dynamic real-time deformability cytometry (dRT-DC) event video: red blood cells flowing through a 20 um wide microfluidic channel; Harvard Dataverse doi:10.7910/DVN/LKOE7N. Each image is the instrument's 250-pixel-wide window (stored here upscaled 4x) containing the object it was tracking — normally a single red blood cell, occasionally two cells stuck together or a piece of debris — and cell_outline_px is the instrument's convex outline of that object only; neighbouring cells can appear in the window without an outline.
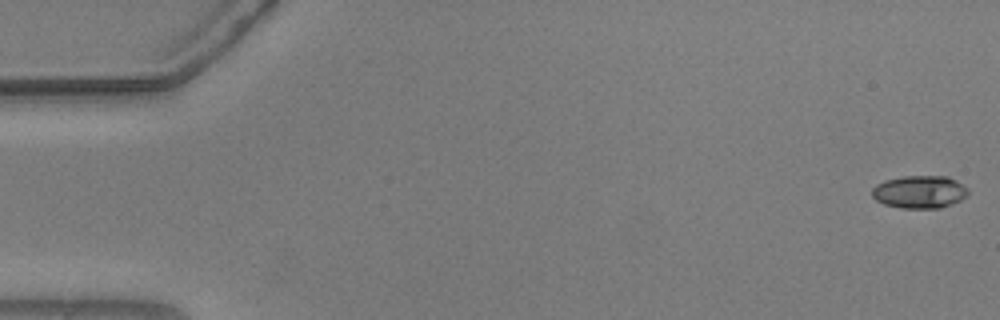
{"species": "common noctule bat (a hibernating species)", "species_latin": "Nyctalus noctula", "temperature_condition": "warm", "stored_images_in_passage": 55, "camera_frame_rate_fps": 3000, "um_per_image_px": 0.085, "animal": {"sex": "male", "body_mass_g": 20.5, "forearm_length_mm": 52.5}, "frame": {"image": 1, "passage_image": 1, "time_ms": 0.0, "image_size_px": [1000, 320], "cell_outline_px": [[968, 192], [960, 200], [952, 204], [940, 208], [900, 208], [884, 204], [876, 200], [872, 196], [872, 188], [876, 184], [884, 180], [904, 176], [948, 176], [956, 180], [968, 188]], "centroid_in_image_um": [78.15, 16.31], "position_along_channel_um": 6.9, "area_um2": 18.38}}
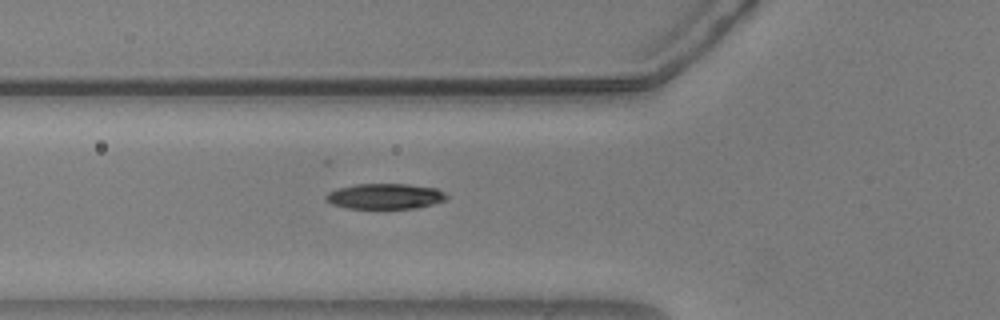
{"frame": {"image": 2, "passage_image": 20, "time_ms": 6.333, "image_size_px": [1000, 320], "cell_outline_px": [[448, 196], [444, 200], [432, 204], [416, 208], [348, 208], [332, 204], [324, 200], [324, 196], [328, 192], [336, 188], [356, 184], [408, 184], [436, 188], [444, 192]], "centroid_in_image_um": [32.68, 16.67], "position_along_channel_um": 93.1, "area_um2": 17.92}}
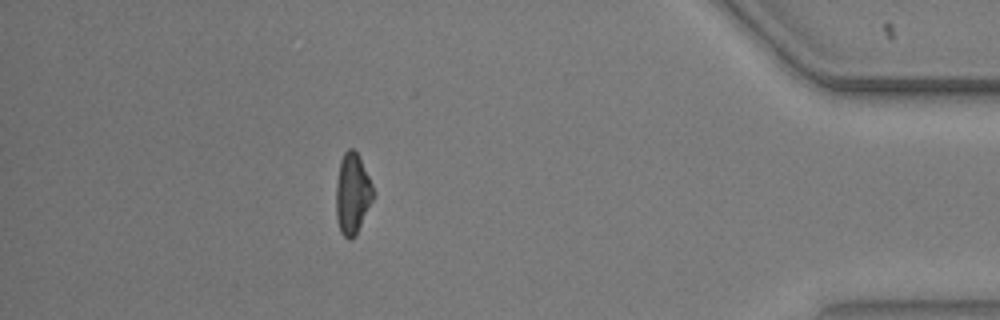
{"frame": {"image": 3, "passage_image": 49, "time_ms": 16.0, "image_size_px": [1000, 320], "cell_outline_px": [[376, 192], [356, 232], [348, 240], [340, 232], [336, 220], [336, 184], [340, 160], [344, 152], [348, 148], [352, 148], [356, 152]], "centroid_in_image_um": [29.93, 16.44], "position_along_channel_um": 405.3, "area_um2": 17.17}, "authors_computed_cell_mechanics": {"area_um2": 17.8602, "velocity_mm_per_s": 3.6936, "shape_relaxation_time_tau1_ms": 2.9649, "shape_relaxation_time_tau2_ms": 4.024, "deformation_change_tau1": 0.1378, "deformation_change_tau2": 0.1035}}